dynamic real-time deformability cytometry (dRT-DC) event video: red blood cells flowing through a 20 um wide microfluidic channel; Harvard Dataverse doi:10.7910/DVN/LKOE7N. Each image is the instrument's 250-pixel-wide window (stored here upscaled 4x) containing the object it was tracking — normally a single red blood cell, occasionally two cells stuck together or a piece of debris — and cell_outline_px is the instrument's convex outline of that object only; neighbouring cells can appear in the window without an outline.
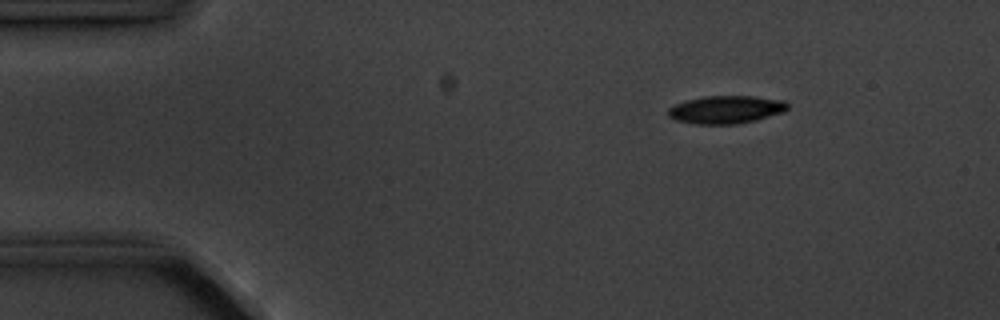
{"species": "common noctule bat (a hibernating species)", "species_latin": "Nyctalus noctula", "temperature_condition": "cold", "stored_images_in_passage": 6, "camera_frame_rate_fps": 3000, "um_per_image_px": 0.085, "animal": {"sex": "male", "body_mass_g": 20.1, "forearm_length_mm": 53.5}, "frame": {"image": 1, "passage_image": 3, "time_ms": 2.333, "image_size_px": [1000, 320], "cell_outline_px": [[788, 108], [784, 112], [756, 120], [736, 124], [696, 124], [676, 120], [668, 116], [668, 108], [676, 104], [688, 100], [704, 96], [752, 96], [784, 100], [788, 104]], "centroid_in_image_um": [61.73, 9.31], "position_along_channel_um": 23.3, "area_um2": 19.36}}